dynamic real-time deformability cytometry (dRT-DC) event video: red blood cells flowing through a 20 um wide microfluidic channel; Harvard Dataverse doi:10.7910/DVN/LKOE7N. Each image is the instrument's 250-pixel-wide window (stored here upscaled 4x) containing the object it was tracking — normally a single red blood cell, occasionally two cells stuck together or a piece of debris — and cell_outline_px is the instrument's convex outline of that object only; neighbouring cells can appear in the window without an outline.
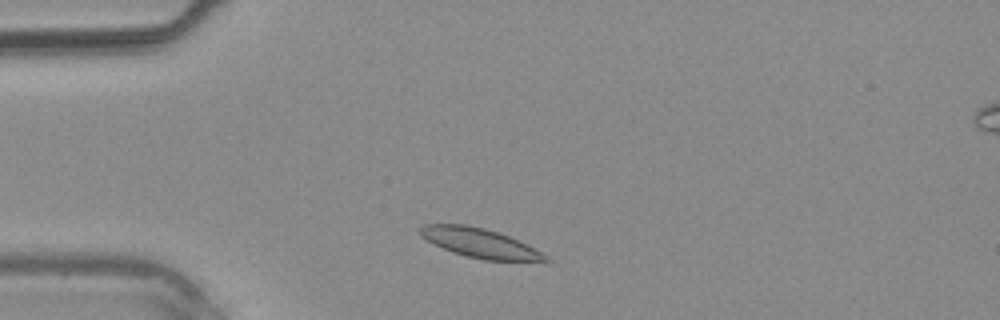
{"species": "common noctule bat (a hibernating species)", "species_latin": "Nyctalus noctula", "temperature_condition": "warm", "stored_images_in_passage": 32, "camera_frame_rate_fps": 3000, "um_per_image_px": 0.085, "animal": {"sex": "male", "body_mass_g": 20.4}, "frame": {"image": 1, "passage_image": 3, "time_ms": 0.667, "image_size_px": [1000, 320], "cell_outline_px": [[552, 264], [548, 264], [484, 260], [452, 252], [420, 236], [416, 232], [416, 228], [424, 224], [468, 224], [484, 228], [508, 236], [548, 256], [552, 260]], "centroid_in_image_um": [40.87, 20.7], "position_along_channel_um": 44.1, "area_um2": 21.96}}
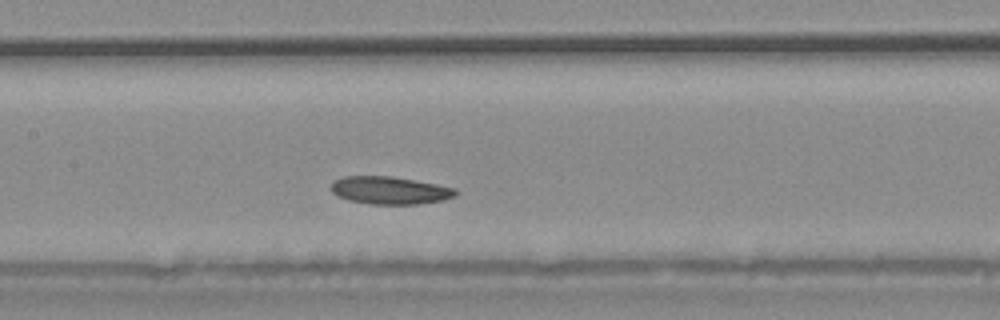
{"frame": {"image": 2, "passage_image": 12, "time_ms": 3.667, "image_size_px": [1000, 320], "cell_outline_px": [[456, 196], [444, 200], [420, 204], [368, 204], [348, 200], [336, 196], [332, 192], [332, 180], [344, 176], [392, 176], [436, 184], [456, 188]], "centroid_in_image_um": [33.12, 16.18], "position_along_channel_um": 174.3, "area_um2": 20.23}}
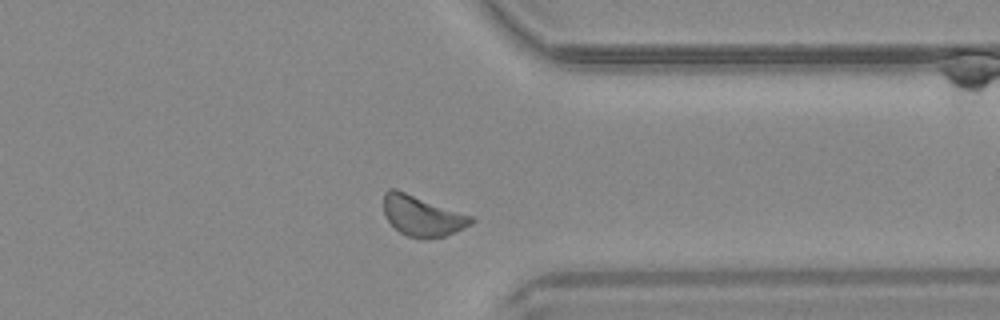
{"frame": {"image": 3, "passage_image": 24, "time_ms": 7.667, "image_size_px": [1000, 320], "cell_outline_px": [[476, 220], [472, 224], [464, 228], [444, 236], [428, 240], [408, 236], [400, 232], [388, 220], [384, 212], [384, 192], [388, 188], [396, 188], [472, 216]], "centroid_in_image_um": [35.89, 18.34], "position_along_channel_um": 375.5, "area_um2": 20.69}}